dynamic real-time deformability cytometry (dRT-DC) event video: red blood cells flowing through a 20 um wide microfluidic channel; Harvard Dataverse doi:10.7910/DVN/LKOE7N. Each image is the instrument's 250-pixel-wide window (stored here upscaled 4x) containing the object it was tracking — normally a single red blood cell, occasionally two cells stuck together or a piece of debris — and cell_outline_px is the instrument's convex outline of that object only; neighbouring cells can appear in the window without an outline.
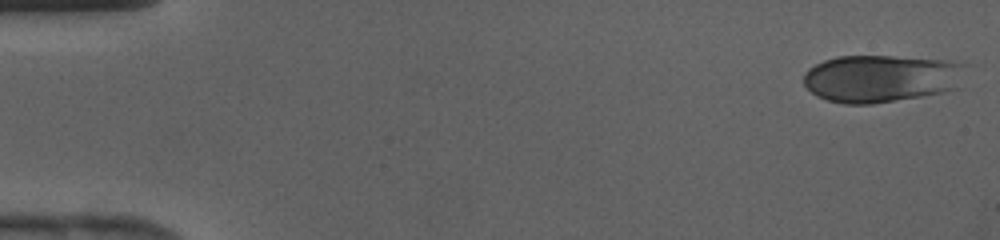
{"species": "human", "species_latin": "Homo sapiens", "temperature_condition": "cold", "stored_images_in_passage": 7, "camera_frame_rate_fps": 3000, "um_per_image_px": 0.085, "donor": {"sex": "female"}, "frame": {"image": 1, "passage_image": 1, "time_ms": 0.0, "image_size_px": [1000, 240], "cell_outline_px": [[968, 64], [956, 88], [944, 92], [872, 104], [844, 104], [828, 100], [816, 96], [804, 84], [804, 72], [808, 68], [824, 60], [836, 56], [892, 56], [948, 60]], "centroid_in_image_um": [74.89, 6.66], "position_along_channel_um": 10.1, "area_um2": 44.97}}